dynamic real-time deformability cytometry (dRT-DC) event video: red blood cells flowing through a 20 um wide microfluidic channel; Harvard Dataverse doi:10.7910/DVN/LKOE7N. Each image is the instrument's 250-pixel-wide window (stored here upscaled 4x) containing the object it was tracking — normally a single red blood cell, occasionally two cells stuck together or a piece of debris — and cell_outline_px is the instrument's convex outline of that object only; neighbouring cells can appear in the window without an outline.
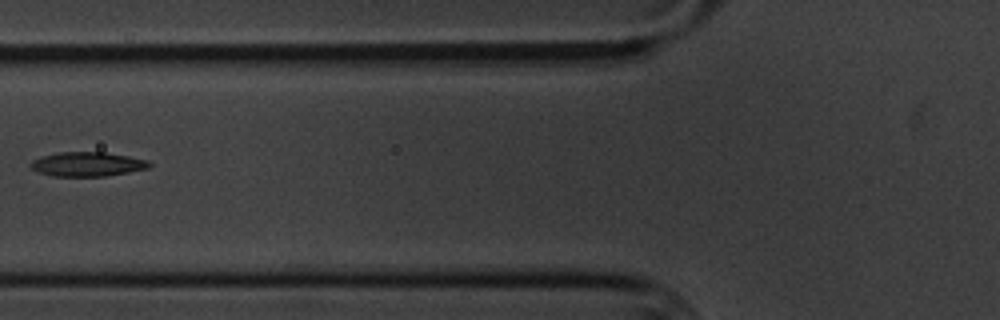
{"species": "common noctule bat (a hibernating species)", "species_latin": "Nyctalus noctula", "temperature_condition": "cold", "stored_images_in_passage": 7, "camera_frame_rate_fps": 3000, "um_per_image_px": 0.085, "animal": {"sex": "male", "body_mass_g": 20.1, "forearm_length_mm": 53.5}, "frame": {"image": 1, "passage_image": 7, "time_ms": 7.333, "image_size_px": [1000, 320], "cell_outline_px": [[152, 164], [148, 168], [128, 172], [104, 176], [52, 176], [40, 172], [32, 168], [28, 164], [32, 160], [40, 156], [60, 152], [104, 152], [128, 156], [148, 160]], "centroid_in_image_um": [7.41, 13.95], "position_along_channel_um": 118.4, "area_um2": 16.76}}